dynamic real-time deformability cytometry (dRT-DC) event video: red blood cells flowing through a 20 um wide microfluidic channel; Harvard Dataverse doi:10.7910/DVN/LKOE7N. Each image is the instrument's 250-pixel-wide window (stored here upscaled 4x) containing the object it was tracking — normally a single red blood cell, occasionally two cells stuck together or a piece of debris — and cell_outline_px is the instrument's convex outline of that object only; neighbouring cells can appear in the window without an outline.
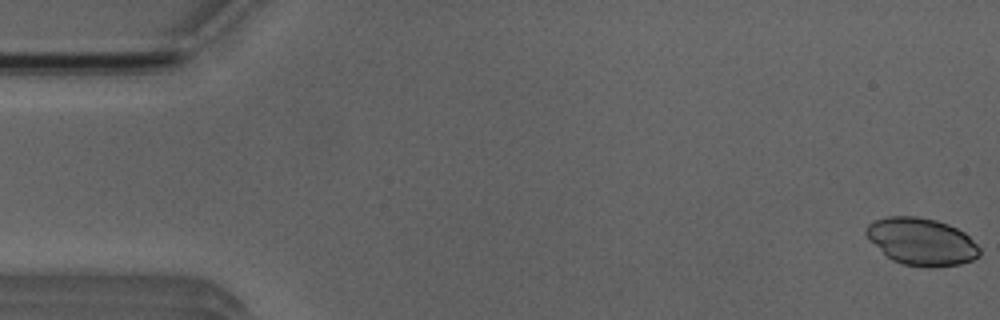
{"species": "Egyptian fruit bat (a non-hibernating species)", "species_latin": "Rousettus aegyptiacus", "temperature_condition": "room temperature", "stored_images_in_passage": 4, "camera_frame_rate_fps": 3000, "um_per_image_px": 0.085, "animal": {"sex": "male"}, "frame": {"image": 1, "passage_image": 1, "time_ms": 0.0, "image_size_px": [1000, 320], "cell_outline_px": [[980, 256], [972, 260], [960, 264], [928, 268], [904, 264], [892, 260], [868, 240], [864, 232], [864, 228], [868, 224], [876, 220], [888, 216], [916, 216], [936, 220], [948, 224], [964, 232], [980, 248]], "centroid_in_image_um": [78.31, 20.54], "position_along_channel_um": 6.7, "area_um2": 31.33}}